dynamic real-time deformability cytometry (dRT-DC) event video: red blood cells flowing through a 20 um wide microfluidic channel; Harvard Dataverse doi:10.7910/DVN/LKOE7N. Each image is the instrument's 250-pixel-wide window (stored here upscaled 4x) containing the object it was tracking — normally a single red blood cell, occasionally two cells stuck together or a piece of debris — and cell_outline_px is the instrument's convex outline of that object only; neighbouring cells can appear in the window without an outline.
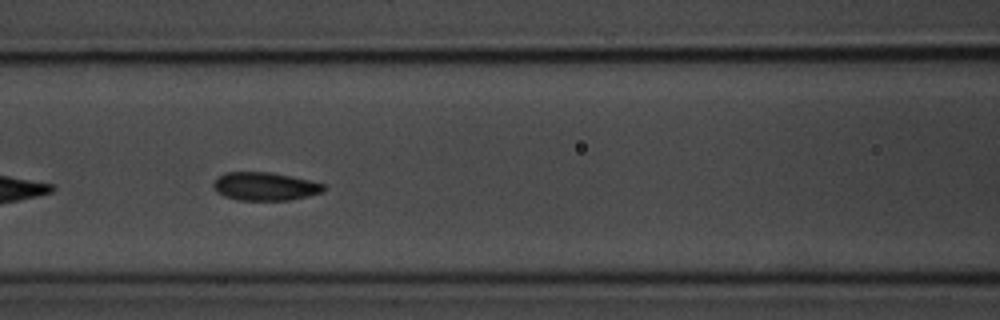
{"species": "common noctule bat (a hibernating species)", "species_latin": "Nyctalus noctula", "temperature_condition": "room temperature", "stored_images_in_passage": 24, "camera_frame_rate_fps": 3000, "um_per_image_px": 0.085, "animal": {"sex": "male", "body_mass_g": 20.1, "forearm_length_mm": 53.5}, "frame": {"image": 1, "passage_image": 8, "time_ms": 2.333, "image_size_px": [1000, 320], "cell_outline_px": [[328, 188], [324, 192], [292, 200], [236, 200], [224, 196], [216, 192], [212, 188], [212, 184], [216, 176], [224, 172], [272, 172], [292, 176], [324, 184]], "centroid_in_image_um": [22.5, 15.84], "position_along_channel_um": 144.1, "area_um2": 18.55}}
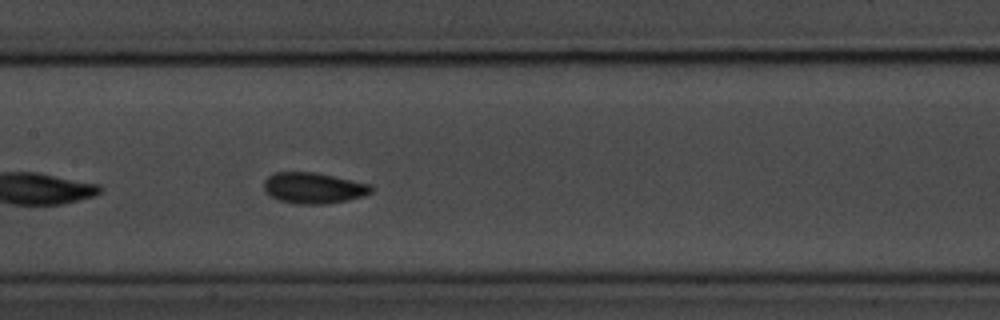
{"frame": {"image": 2, "passage_image": 11, "time_ms": 3.333, "image_size_px": [1000, 320], "cell_outline_px": [[372, 192], [364, 196], [348, 200], [324, 204], [296, 204], [280, 200], [272, 196], [264, 188], [264, 180], [268, 176], [276, 172], [316, 172], [372, 184]], "centroid_in_image_um": [26.69, 15.97], "position_along_channel_um": 180.7, "area_um2": 19.36}}